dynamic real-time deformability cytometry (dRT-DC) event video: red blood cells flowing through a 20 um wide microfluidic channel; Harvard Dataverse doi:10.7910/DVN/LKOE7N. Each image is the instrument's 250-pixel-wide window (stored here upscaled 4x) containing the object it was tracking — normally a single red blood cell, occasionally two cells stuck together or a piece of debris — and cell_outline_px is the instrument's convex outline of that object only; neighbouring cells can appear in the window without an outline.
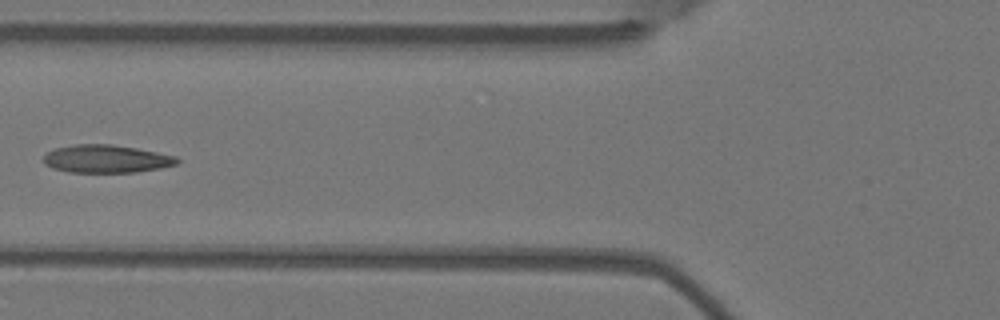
{"species": "Egyptian fruit bat (a non-hibernating species)", "species_latin": "Rousettus aegyptiacus", "temperature_condition": "warm", "stored_images_in_passage": 6, "camera_frame_rate_fps": 3000, "um_per_image_px": 0.085, "animal": {"sex": "female"}, "frame": {"image": 1, "passage_image": 5, "time_ms": 1.333, "image_size_px": [1000, 320], "cell_outline_px": [[180, 160], [176, 164], [160, 168], [136, 172], [68, 172], [52, 168], [44, 164], [44, 156], [48, 152], [56, 148], [76, 144], [112, 144], [136, 148], [176, 156]], "centroid_in_image_um": [9.03, 13.5], "position_along_channel_um": 116.8, "area_um2": 21.62}}
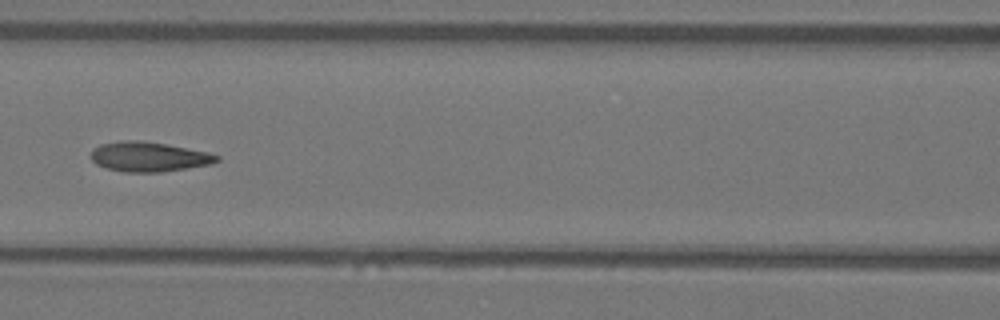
{"frame": {"image": 2, "passage_image": 6, "time_ms": 1.667, "image_size_px": [1000, 320], "cell_outline_px": [[220, 160], [212, 164], [160, 172], [124, 172], [108, 168], [96, 164], [92, 160], [92, 148], [100, 144], [120, 140], [140, 140], [164, 144], [208, 152], [220, 156]], "centroid_in_image_um": [12.64, 13.32], "position_along_channel_um": 154.0, "area_um2": 21.73}}